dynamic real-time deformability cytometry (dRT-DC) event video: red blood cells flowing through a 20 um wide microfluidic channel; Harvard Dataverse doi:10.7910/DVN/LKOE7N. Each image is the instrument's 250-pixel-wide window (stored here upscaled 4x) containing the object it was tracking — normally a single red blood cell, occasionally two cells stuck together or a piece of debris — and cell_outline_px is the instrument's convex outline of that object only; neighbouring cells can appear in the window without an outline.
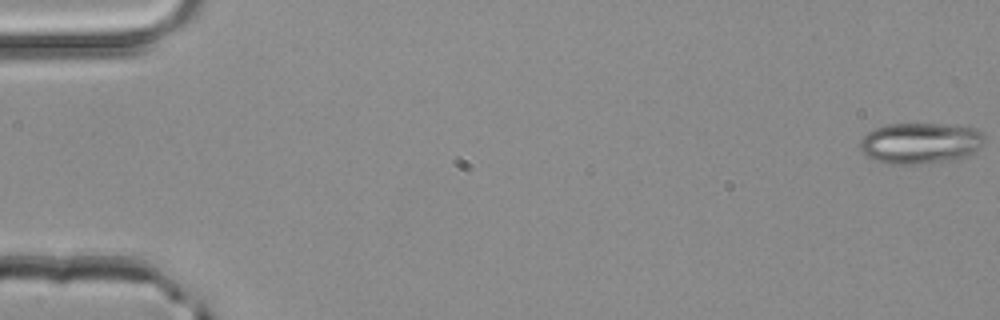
{"species": "common noctule bat (a hibernating species)", "species_latin": "Nyctalus noctula", "temperature_condition": "room temperature", "stored_images_in_passage": 52, "camera_frame_rate_fps": 3000, "um_per_image_px": 0.085, "animal": {"sex": "male", "body_mass_g": 20.4}, "frame": {"image": 1, "passage_image": 1, "time_ms": 0.0, "image_size_px": [1000, 320], "cell_outline_px": [[984, 144], [980, 148], [964, 156], [916, 164], [892, 164], [876, 160], [868, 156], [860, 148], [860, 140], [868, 132], [876, 128], [888, 124], [944, 124], [972, 128], [984, 132]], "centroid_in_image_um": [78.22, 12.14], "position_along_channel_um": 6.8, "area_um2": 29.13}}
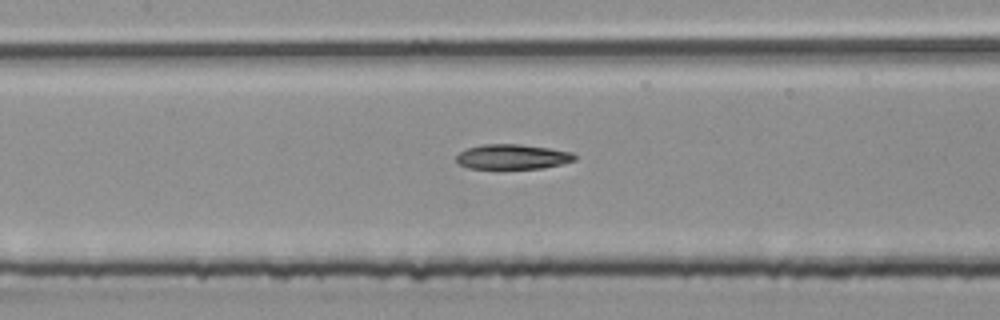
{"frame": {"image": 2, "passage_image": 25, "time_ms": 8.0, "image_size_px": [1000, 320], "cell_outline_px": [[576, 160], [544, 168], [468, 168], [460, 164], [456, 160], [456, 156], [460, 152], [468, 148], [480, 144], [520, 144], [548, 148], [572, 152], [576, 156]], "centroid_in_image_um": [43.56, 13.32], "position_along_channel_um": 163.8, "area_um2": 17.05}}
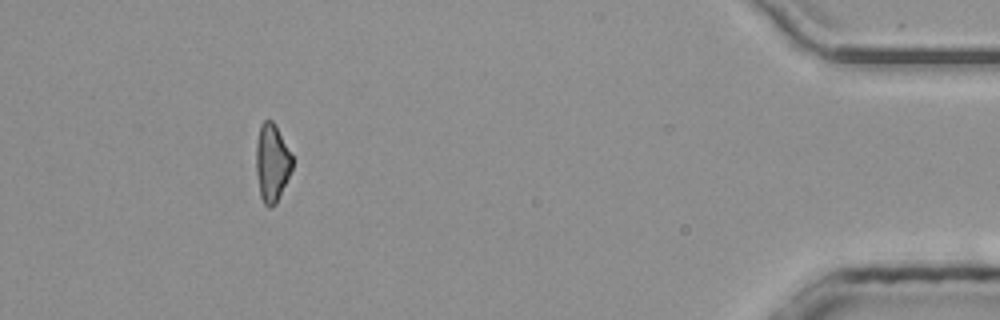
{"frame": {"image": 3, "passage_image": 48, "time_ms": 15.667, "image_size_px": [1000, 320], "cell_outline_px": [[292, 168], [276, 204], [272, 208], [268, 208], [264, 204], [260, 196], [256, 172], [256, 144], [260, 124], [264, 120], [272, 120], [276, 124], [292, 156]], "centroid_in_image_um": [23.1, 13.84], "position_along_channel_um": 412.1, "area_um2": 16.47}}